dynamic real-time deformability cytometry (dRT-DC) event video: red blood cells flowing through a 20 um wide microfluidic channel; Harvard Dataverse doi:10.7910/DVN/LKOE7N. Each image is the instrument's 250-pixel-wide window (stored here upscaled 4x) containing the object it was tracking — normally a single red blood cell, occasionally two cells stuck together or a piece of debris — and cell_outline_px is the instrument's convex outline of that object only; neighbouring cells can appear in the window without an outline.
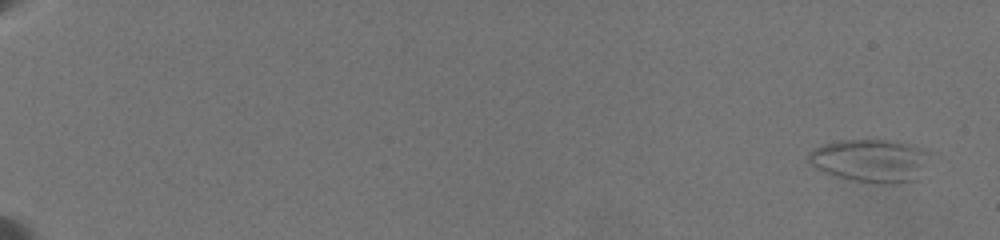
{"species": "common noctule bat (a hibernating species)", "species_latin": "Nyctalus noctula", "temperature_condition": "warm", "stored_images_in_passage": 31, "camera_frame_rate_fps": 3000, "um_per_image_px": 0.085, "animal": {"sex": "female", "body_mass_g": 19.5, "forearm_length_mm": 54.1}, "frame": {"image": 1, "passage_image": 1, "time_ms": 0.0, "image_size_px": [1000, 240], "cell_outline_px": [[924, 152], [912, 180], [856, 180], [824, 172], [808, 164], [808, 152], [824, 144], [840, 140], [884, 140], [916, 148]], "centroid_in_image_um": [73.68, 13.59], "position_along_channel_um": 11.3, "area_um2": 27.34}}
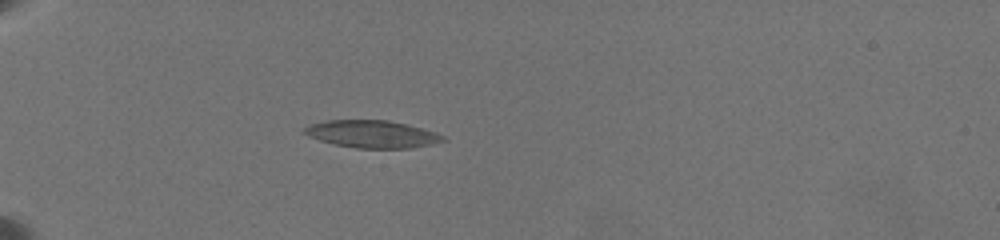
{"frame": {"image": 2, "passage_image": 30, "time_ms": 7.0, "image_size_px": [1000, 240], "cell_outline_px": [[444, 140], [412, 148], [356, 148], [336, 144], [320, 140], [308, 136], [304, 132], [304, 128], [308, 124], [328, 120], [388, 120], [436, 132], [444, 136]], "centroid_in_image_um": [31.58, 11.39], "position_along_channel_um": 53.4, "area_um2": 21.79}}